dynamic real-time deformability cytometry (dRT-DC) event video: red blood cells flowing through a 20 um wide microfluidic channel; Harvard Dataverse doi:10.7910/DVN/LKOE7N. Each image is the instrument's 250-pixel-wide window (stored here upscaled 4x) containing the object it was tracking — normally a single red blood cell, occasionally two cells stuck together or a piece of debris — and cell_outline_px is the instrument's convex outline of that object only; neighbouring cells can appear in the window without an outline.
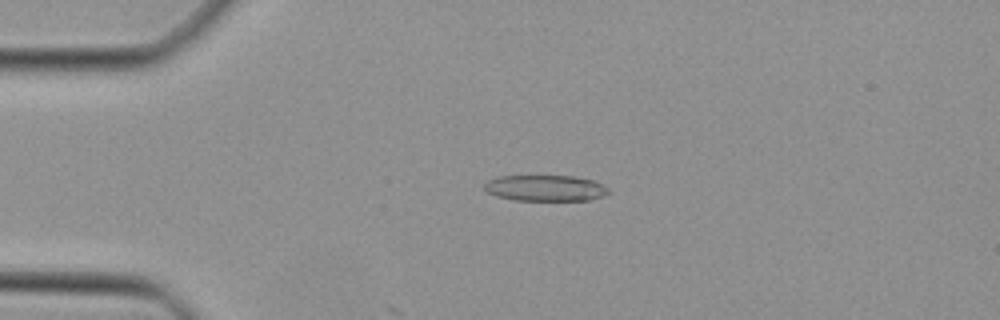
{"species": "Egyptian fruit bat (a non-hibernating species)", "species_latin": "Rousettus aegyptiacus", "temperature_condition": "cold", "stored_images_in_passage": 43, "camera_frame_rate_fps": 3000, "um_per_image_px": 0.085, "animal": {"sex": "female"}, "frame": {"image": 1, "passage_image": 7, "time_ms": 2.0, "image_size_px": [1000, 320], "cell_outline_px": [[608, 192], [604, 196], [588, 200], [512, 200], [496, 196], [488, 192], [484, 188], [484, 184], [488, 180], [496, 176], [572, 176], [596, 180], [608, 188]], "centroid_in_image_um": [46.35, 15.98], "position_along_channel_um": 38.6, "area_um2": 18.9}}
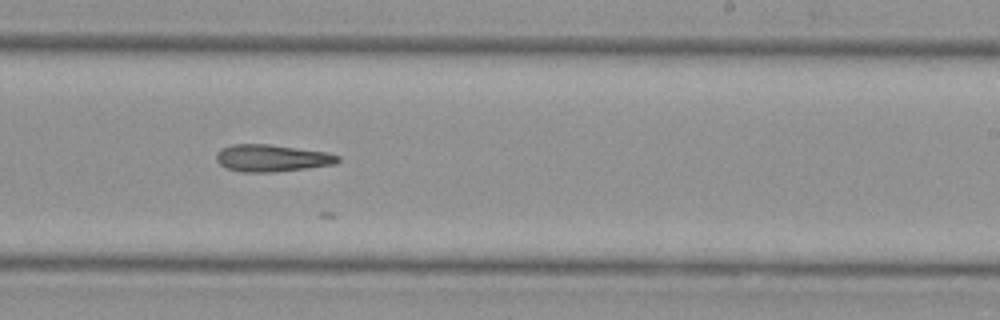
{"frame": {"image": 2, "passage_image": 25, "time_ms": 8.0, "image_size_px": [1000, 320], "cell_outline_px": [[340, 160], [336, 164], [276, 172], [240, 172], [228, 168], [220, 164], [216, 160], [216, 152], [232, 144], [268, 144], [328, 152], [340, 156]], "centroid_in_image_um": [23.13, 13.44], "position_along_channel_um": 265.9, "area_um2": 19.19}}
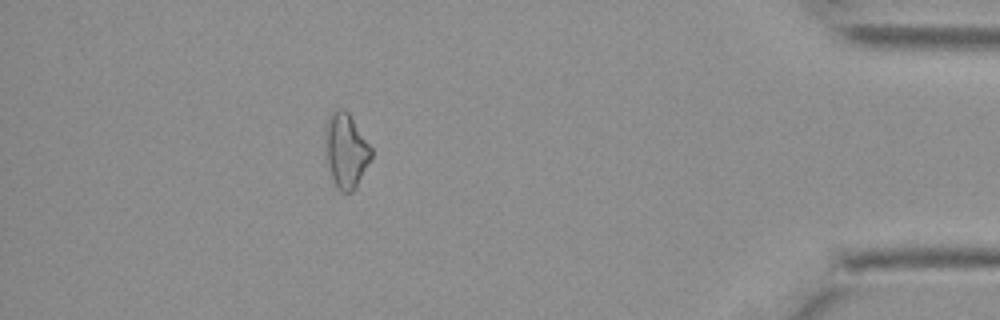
{"frame": {"image": 3, "passage_image": 38, "time_ms": 12.333, "image_size_px": [1000, 320], "cell_outline_px": [[372, 156], [356, 188], [352, 192], [340, 192], [336, 188], [324, 160], [324, 128], [332, 112], [336, 108], [344, 108], [348, 112], [372, 148]], "centroid_in_image_um": [29.36, 12.81], "position_along_channel_um": 405.8, "area_um2": 20.52}}